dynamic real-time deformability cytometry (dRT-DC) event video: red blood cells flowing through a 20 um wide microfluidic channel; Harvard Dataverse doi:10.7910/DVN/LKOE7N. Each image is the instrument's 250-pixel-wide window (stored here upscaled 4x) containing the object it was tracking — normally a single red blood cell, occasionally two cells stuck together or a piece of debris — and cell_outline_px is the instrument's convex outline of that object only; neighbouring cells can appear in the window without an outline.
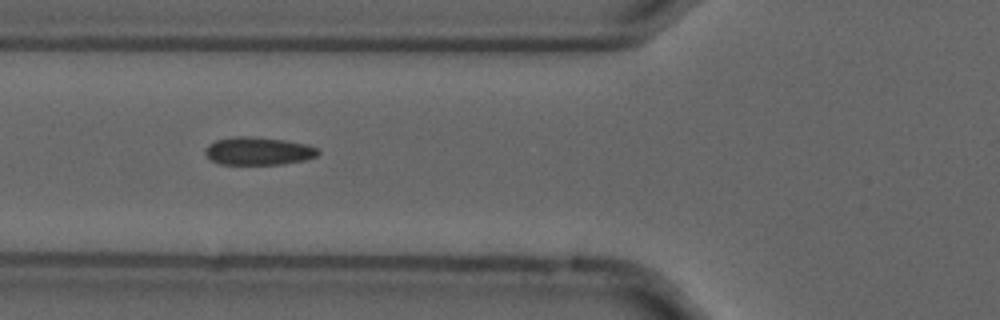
{"species": "common noctule bat (a hibernating species)", "species_latin": "Nyctalus noctula", "temperature_condition": "cold", "stored_images_in_passage": 47, "camera_frame_rate_fps": 3000, "um_per_image_px": 0.085, "animal": {"sex": "male", "forearm_length_mm": 52.5}, "frame": {"image": 1, "passage_image": 20, "time_ms": 6.333, "image_size_px": [1000, 320], "cell_outline_px": [[320, 152], [316, 156], [304, 160], [284, 164], [220, 164], [212, 160], [204, 152], [204, 148], [208, 144], [216, 140], [232, 136], [248, 136], [284, 140], [308, 144], [316, 148]], "centroid_in_image_um": [21.94, 12.83], "position_along_channel_um": 103.9, "area_um2": 18.38}, "authors_computed_cell_mechanics": {"area_um2": 18.1492, "velocity_mm_per_s": 3.6903, "shape_relaxation_time_tau1_ms": null, "shape_relaxation_time_tau2_ms": 2.0146, "deformation_change_tau1": null, "deformation_change_tau2": 0.0749}}